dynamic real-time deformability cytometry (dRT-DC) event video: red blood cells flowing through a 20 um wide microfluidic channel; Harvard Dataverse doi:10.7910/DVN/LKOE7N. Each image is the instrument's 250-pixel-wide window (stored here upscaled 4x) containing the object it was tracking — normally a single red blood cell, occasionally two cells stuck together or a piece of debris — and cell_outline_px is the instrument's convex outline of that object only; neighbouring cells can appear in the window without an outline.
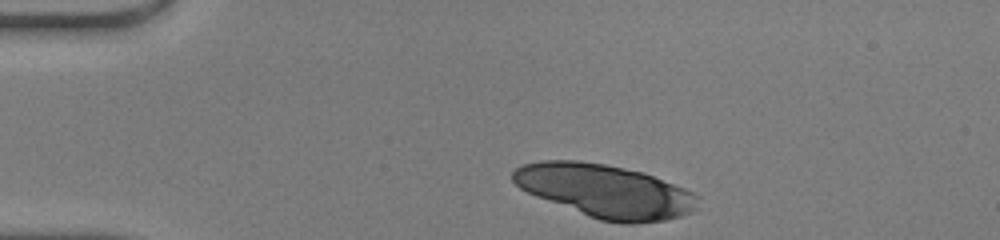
{"species": "human", "species_latin": "Homo sapiens", "temperature_condition": "warm", "stored_images_in_passage": 21, "camera_frame_rate_fps": 3000, "um_per_image_px": 0.085, "donor": {"sex": "male"}, "frame": {"image": 1, "passage_image": 1, "time_ms": 0.0, "image_size_px": [1000, 240], "cell_outline_px": [[700, 196], [696, 208], [692, 212], [680, 216], [664, 220], [632, 224], [624, 224], [600, 220], [588, 216], [536, 196], [520, 188], [512, 180], [512, 172], [516, 168], [524, 164], [540, 160], [576, 160], [604, 164], [644, 172], [684, 188]], "centroid_in_image_um": [51.45, 16.23], "position_along_channel_um": 33.5, "area_um2": 57.16}}